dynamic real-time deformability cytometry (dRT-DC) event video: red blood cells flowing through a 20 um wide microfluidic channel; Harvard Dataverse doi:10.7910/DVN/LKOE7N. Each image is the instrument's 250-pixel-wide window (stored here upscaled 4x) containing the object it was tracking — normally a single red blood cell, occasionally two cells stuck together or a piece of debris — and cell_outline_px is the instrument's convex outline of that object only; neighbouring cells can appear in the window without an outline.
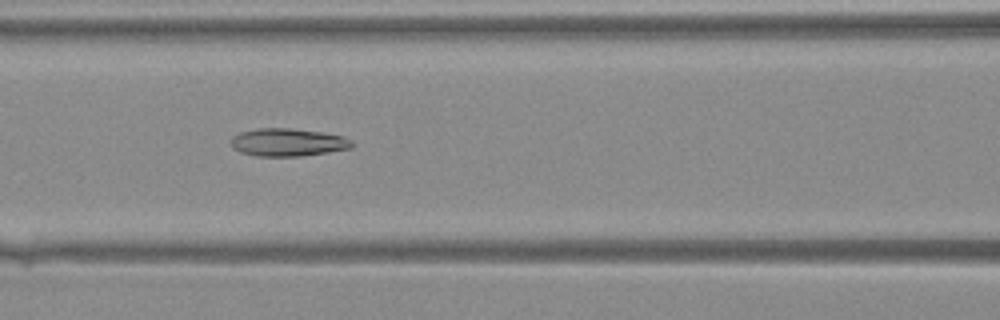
{"species": "Egyptian fruit bat (a non-hibernating species)", "species_latin": "Rousettus aegyptiacus", "temperature_condition": "warm", "stored_images_in_passage": 29, "segment_of_instrument_passage": [1, 2], "camera_frame_rate_fps": 3000, "um_per_image_px": 0.085, "animal": {"sex": "female"}, "frame": {"image": 1, "passage_image": 19, "time_ms": 6.0, "image_size_px": [1000, 320], "cell_outline_px": [[352, 148], [328, 152], [300, 156], [256, 156], [240, 152], [232, 148], [232, 136], [240, 132], [256, 128], [292, 128], [320, 132], [344, 136], [352, 140]], "centroid_in_image_um": [24.45, 12.09], "position_along_channel_um": 142.1, "area_um2": 19.65}}
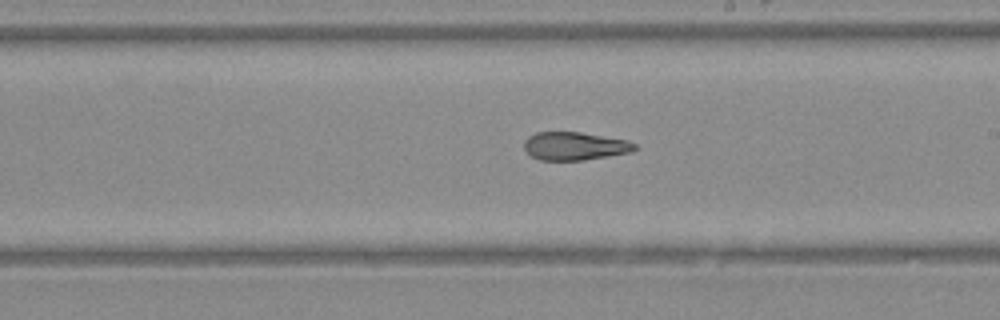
{"frame": {"image": 2, "passage_image": 25, "time_ms": 8.0, "image_size_px": [1000, 320], "cell_outline_px": [[636, 148], [632, 152], [584, 160], [540, 160], [532, 156], [524, 148], [524, 140], [528, 136], [536, 132], [580, 132], [628, 140], [636, 144]], "centroid_in_image_um": [48.85, 12.41], "position_along_channel_um": 240.1, "area_um2": 18.15}}
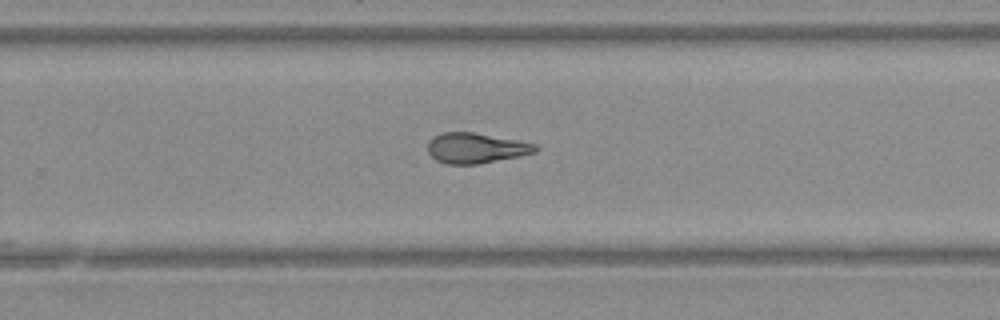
{"frame": {"image": 3, "passage_image": 28, "time_ms": 9.0, "image_size_px": [1000, 320], "cell_outline_px": [[540, 148], [536, 152], [520, 156], [476, 164], [448, 164], [436, 160], [428, 152], [428, 140], [444, 132], [472, 132], [516, 140], [536, 144]], "centroid_in_image_um": [40.46, 12.59], "position_along_channel_um": 289.3, "area_um2": 18.84}}